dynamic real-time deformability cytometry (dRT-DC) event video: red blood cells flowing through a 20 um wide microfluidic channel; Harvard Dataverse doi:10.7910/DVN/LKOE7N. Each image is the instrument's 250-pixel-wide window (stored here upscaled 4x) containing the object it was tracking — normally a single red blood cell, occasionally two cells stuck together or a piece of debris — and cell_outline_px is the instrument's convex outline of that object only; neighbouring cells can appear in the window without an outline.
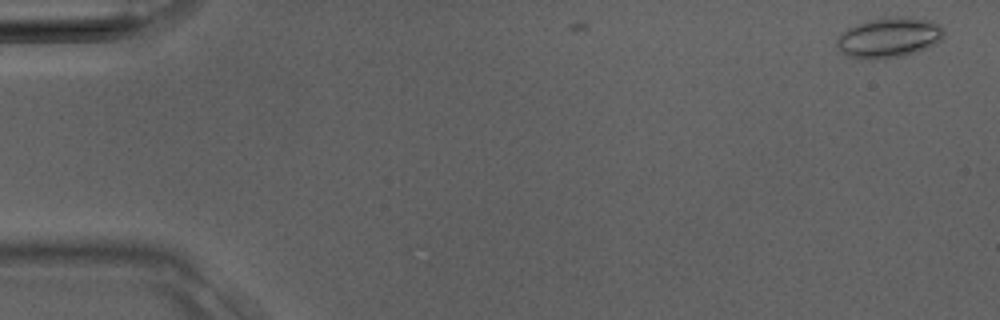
{"species": "Egyptian fruit bat (a non-hibernating species)", "species_latin": "Rousettus aegyptiacus", "temperature_condition": "room temperature", "stored_images_in_passage": 6, "camera_frame_rate_fps": 3000, "um_per_image_px": 0.085, "animal": {"sex": "male"}, "frame": {"image": 1, "passage_image": 2, "time_ms": 0.333, "image_size_px": [1000, 320], "cell_outline_px": [[944, 36], [940, 40], [916, 52], [904, 56], [872, 60], [848, 56], [840, 52], [836, 44], [836, 40], [848, 28], [856, 24], [868, 20], [892, 16], [912, 16], [932, 20], [940, 24], [944, 28]], "centroid_in_image_um": [75.59, 3.17], "position_along_channel_um": 9.4, "area_um2": 25.32}}